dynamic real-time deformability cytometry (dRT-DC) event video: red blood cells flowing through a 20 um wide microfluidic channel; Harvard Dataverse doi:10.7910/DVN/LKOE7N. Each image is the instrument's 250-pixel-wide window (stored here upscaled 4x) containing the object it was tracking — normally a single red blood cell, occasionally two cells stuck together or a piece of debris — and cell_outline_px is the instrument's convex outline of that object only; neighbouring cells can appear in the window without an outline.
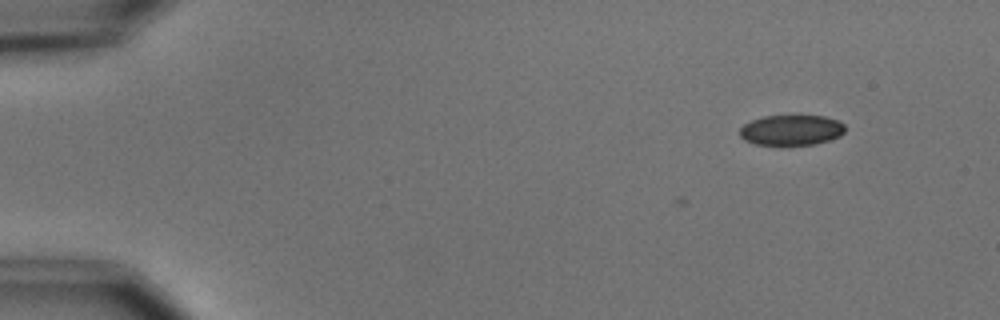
{"species": "common noctule bat (a hibernating species)", "species_latin": "Nyctalus noctula", "temperature_condition": "cold", "stored_images_in_passage": 7, "camera_frame_rate_fps": 3000, "um_per_image_px": 0.085, "animal": {"sex": "male", "body_mass_g": 15.6}, "frame": {"image": 1, "passage_image": 3, "time_ms": 2.333, "image_size_px": [1000, 320], "cell_outline_px": [[844, 132], [840, 136], [816, 144], [756, 144], [744, 140], [740, 136], [740, 128], [744, 124], [752, 120], [764, 116], [792, 112], [824, 116], [840, 120], [844, 124]], "centroid_in_image_um": [67.29, 10.99], "position_along_channel_um": 17.7, "area_um2": 19.36}}
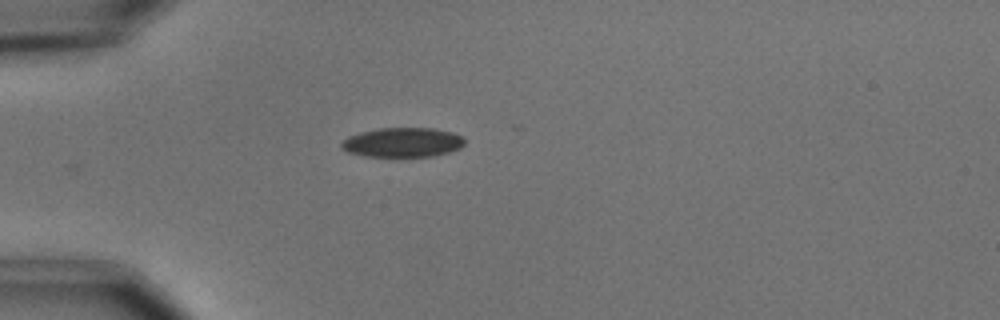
{"frame": {"image": 2, "passage_image": 6, "time_ms": 5.667, "image_size_px": [1000, 320], "cell_outline_px": [[464, 144], [460, 148], [448, 152], [432, 156], [364, 156], [348, 152], [340, 148], [340, 144], [348, 136], [360, 132], [380, 128], [432, 128], [452, 132], [460, 136], [464, 140]], "centroid_in_image_um": [34.19, 12.1], "position_along_channel_um": 50.8, "area_um2": 21.04}}